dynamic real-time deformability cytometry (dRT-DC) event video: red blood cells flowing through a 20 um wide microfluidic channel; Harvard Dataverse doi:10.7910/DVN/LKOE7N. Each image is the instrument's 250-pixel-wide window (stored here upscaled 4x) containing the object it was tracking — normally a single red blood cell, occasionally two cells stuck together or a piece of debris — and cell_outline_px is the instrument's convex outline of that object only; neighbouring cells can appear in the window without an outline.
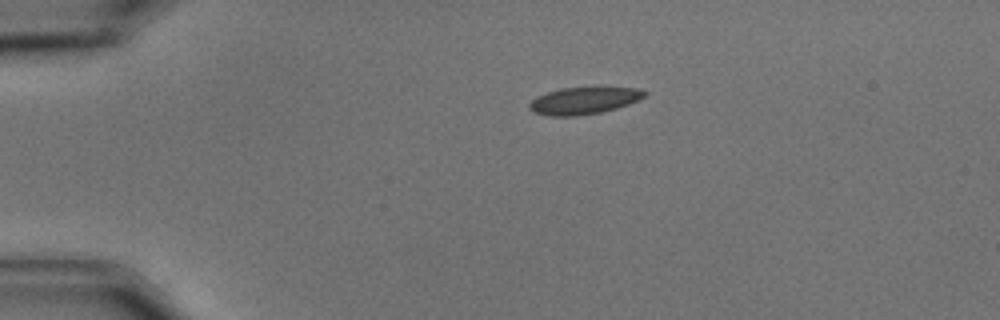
{"species": "common noctule bat (a hibernating species)", "species_latin": "Nyctalus noctula", "temperature_condition": "cold", "stored_images_in_passage": 46, "camera_frame_rate_fps": 3000, "um_per_image_px": 0.085, "animal": {"sex": "male", "body_mass_g": 15.6}, "frame": {"image": 1, "passage_image": 1, "time_ms": 0.0, "image_size_px": [1000, 320], "cell_outline_px": [[648, 92], [644, 96], [628, 104], [616, 108], [600, 112], [576, 116], [548, 116], [532, 112], [528, 108], [528, 104], [536, 96], [560, 88], [636, 88]], "centroid_in_image_um": [49.55, 8.57], "position_along_channel_um": 35.5, "area_um2": 17.92}}
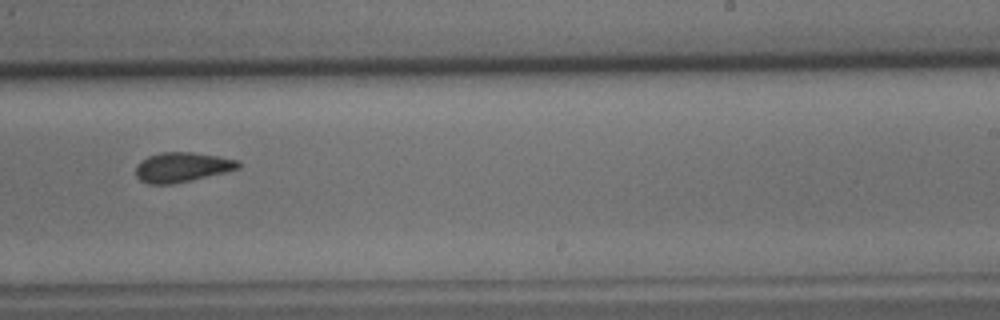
{"frame": {"image": 2, "passage_image": 25, "time_ms": 8.0, "image_size_px": [1000, 320], "cell_outline_px": [[240, 168], [224, 172], [172, 184], [148, 184], [140, 180], [136, 176], [136, 164], [140, 160], [148, 156], [160, 152], [192, 152], [220, 156], [240, 160]], "centroid_in_image_um": [15.45, 14.19], "position_along_channel_um": 273.5, "area_um2": 17.8}}
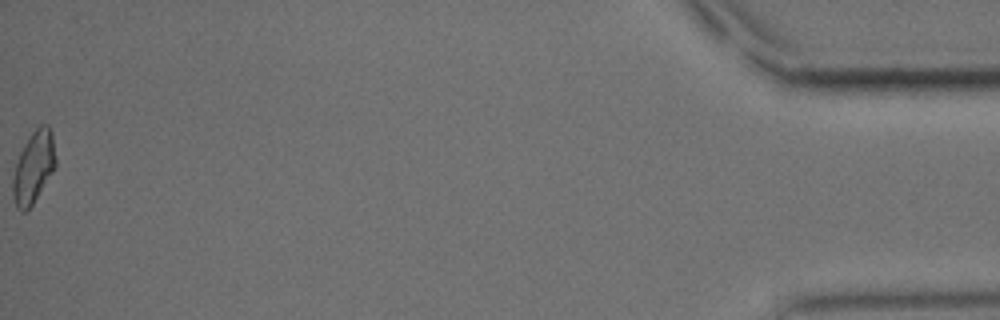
{"frame": {"image": 3, "passage_image": 46, "time_ms": 15.0, "image_size_px": [1000, 320], "cell_outline_px": [[56, 164], [52, 172], [32, 204], [24, 212], [20, 212], [16, 208], [12, 196], [12, 176], [16, 160], [24, 144], [32, 132], [40, 124], [48, 124], [52, 132], [56, 156]], "centroid_in_image_um": [2.83, 14.2], "position_along_channel_um": 432.4, "area_um2": 18.03}, "authors_computed_cell_mechanics": {"area_um2": 17.8602, "velocity_mm_per_s": 3.5546, "shape_relaxation_time_tau1_ms": null, "shape_relaxation_time_tau2_ms": 2.2609, "deformation_change_tau1": null, "deformation_change_tau2": 0.0682}}